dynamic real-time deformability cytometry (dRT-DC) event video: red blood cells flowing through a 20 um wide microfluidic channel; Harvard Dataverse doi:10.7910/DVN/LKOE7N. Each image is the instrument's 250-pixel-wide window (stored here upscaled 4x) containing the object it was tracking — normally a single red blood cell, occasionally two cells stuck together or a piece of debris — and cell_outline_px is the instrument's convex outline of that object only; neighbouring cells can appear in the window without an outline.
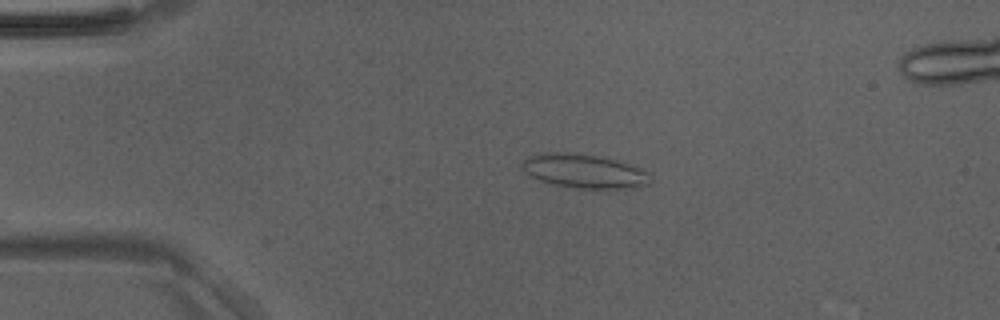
{"species": "Egyptian fruit bat (a non-hibernating species)", "species_latin": "Rousettus aegyptiacus", "temperature_condition": "room temperature", "stored_images_in_passage": 40, "segment_of_instrument_passage": [1, 2], "camera_frame_rate_fps": 3000, "um_per_image_px": 0.085, "animal": {"sex": "male"}, "frame": {"image": 1, "passage_image": 1, "time_ms": 0.0, "image_size_px": [1000, 320], "cell_outline_px": [[652, 180], [648, 184], [636, 188], [596, 192], [572, 188], [552, 184], [540, 180], [524, 172], [520, 164], [524, 160], [532, 156], [548, 152], [568, 152], [600, 156], [616, 160], [628, 164], [648, 172]], "centroid_in_image_um": [49.71, 14.6], "position_along_channel_um": 35.3, "area_um2": 26.24}}
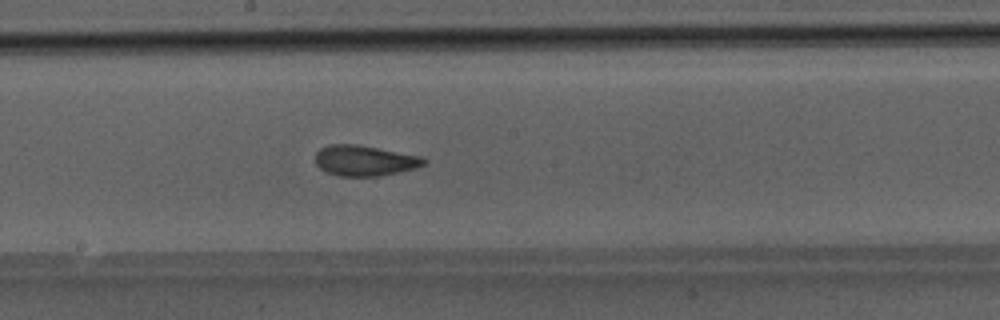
{"frame": {"image": 2, "passage_image": 17, "time_ms": 5.333, "image_size_px": [1000, 320], "cell_outline_px": [[428, 160], [424, 164], [416, 168], [380, 176], [336, 176], [324, 172], [316, 164], [316, 152], [320, 148], [328, 144], [356, 144], [420, 156]], "centroid_in_image_um": [30.95, 13.66], "position_along_channel_um": 217.2, "area_um2": 19.36}}
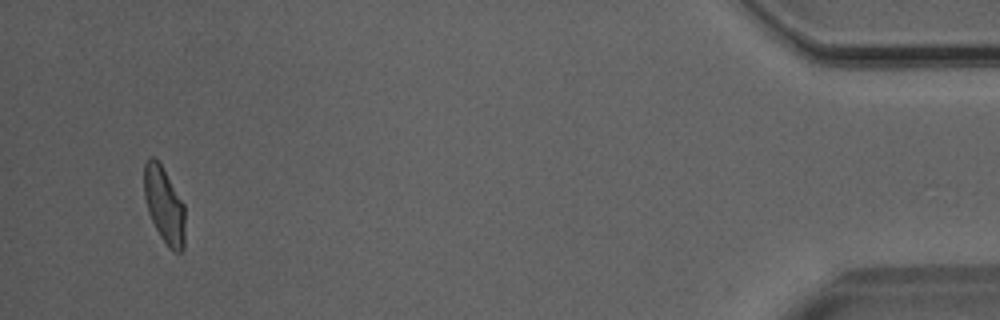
{"frame": {"image": 3, "passage_image": 37, "time_ms": 12.0, "image_size_px": [1000, 320], "cell_outline_px": [[184, 248], [180, 252], [172, 252], [168, 248], [160, 236], [148, 212], [144, 196], [144, 164], [148, 156], [152, 156], [160, 164], [184, 204]], "centroid_in_image_um": [13.95, 17.46], "position_along_channel_um": 421.3, "area_um2": 18.03}}